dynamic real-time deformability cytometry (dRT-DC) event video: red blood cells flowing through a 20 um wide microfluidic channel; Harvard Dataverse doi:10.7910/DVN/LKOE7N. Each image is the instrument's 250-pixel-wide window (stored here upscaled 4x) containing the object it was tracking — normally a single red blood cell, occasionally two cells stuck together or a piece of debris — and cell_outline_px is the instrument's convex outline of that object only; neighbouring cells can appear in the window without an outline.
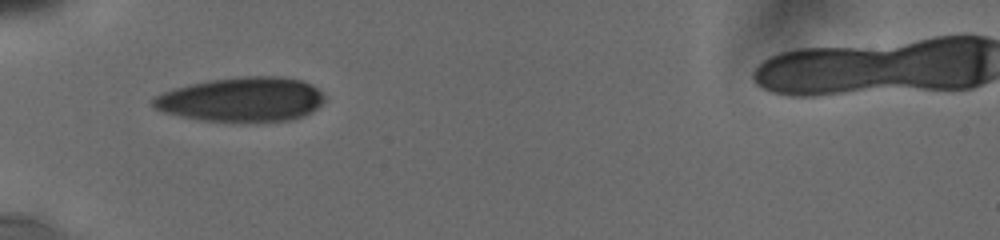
{"species": "human", "species_latin": "Homo sapiens", "temperature_condition": "cold", "stored_images_in_passage": 19, "camera_frame_rate_fps": 3000, "um_per_image_px": 0.085, "donor": {"sex": "male"}, "frame": {"image": 1, "passage_image": 1, "time_ms": 0.0, "image_size_px": [1000, 240], "cell_outline_px": [[324, 100], [312, 112], [304, 116], [292, 120], [236, 124], [200, 120], [180, 116], [164, 112], [156, 108], [152, 104], [152, 100], [156, 96], [172, 88], [208, 80], [236, 76], [280, 76], [300, 80], [312, 84], [324, 96]], "centroid_in_image_um": [20.55, 8.48], "position_along_channel_um": 64.5, "area_um2": 45.32}}
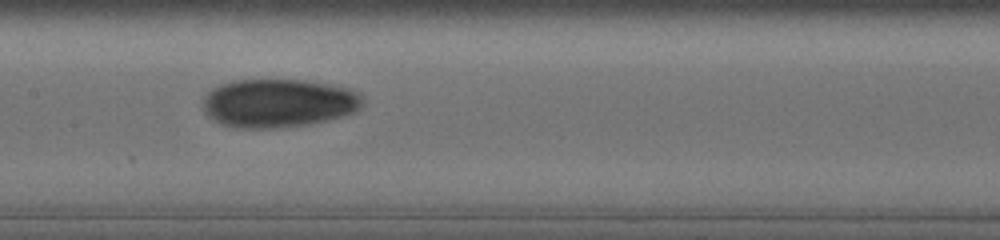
{"frame": {"image": 2, "passage_image": 9, "time_ms": 3.333, "image_size_px": [1000, 240], "cell_outline_px": [[364, 104], [356, 112], [344, 116], [328, 120], [308, 124], [272, 128], [236, 128], [220, 124], [212, 120], [204, 112], [204, 96], [212, 88], [220, 84], [232, 80], [304, 80], [352, 88], [360, 92], [364, 96]], "centroid_in_image_um": [23.7, 8.76], "position_along_channel_um": 183.7, "area_um2": 45.72}}
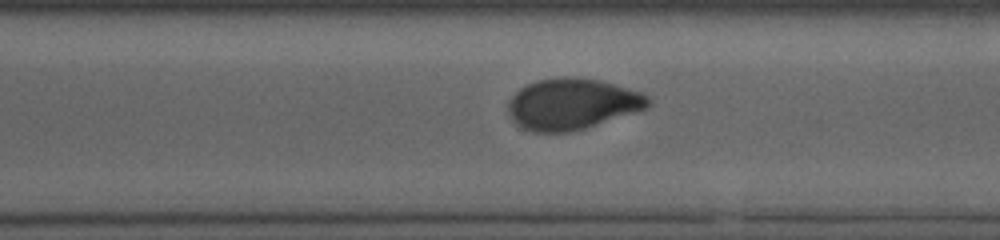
{"frame": {"image": 3, "passage_image": 18, "time_ms": 7.0, "image_size_px": [1000, 240], "cell_outline_px": [[648, 104], [644, 108], [584, 128], [568, 132], [532, 132], [516, 124], [512, 120], [508, 112], [508, 100], [520, 88], [536, 80], [564, 76], [572, 76], [600, 80], [640, 92], [648, 96]], "centroid_in_image_um": [48.55, 8.82], "position_along_channel_um": 322.1, "area_um2": 41.15}}